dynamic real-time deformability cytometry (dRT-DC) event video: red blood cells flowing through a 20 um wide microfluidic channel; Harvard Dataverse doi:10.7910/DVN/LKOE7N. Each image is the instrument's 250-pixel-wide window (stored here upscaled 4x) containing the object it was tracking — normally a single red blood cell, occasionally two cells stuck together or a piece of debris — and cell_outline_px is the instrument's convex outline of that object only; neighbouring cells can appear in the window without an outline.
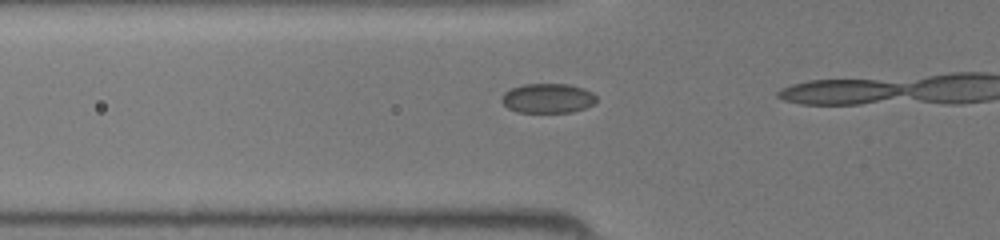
{"species": "common noctule bat (a hibernating species)", "species_latin": "Nyctalus noctula", "temperature_condition": "room temperature", "stored_images_in_passage": 12, "camera_frame_rate_fps": 3000, "um_per_image_px": 0.085, "animal": {"sex": "female", "body_mass_g": 19.5, "forearm_length_mm": 54.1}, "frame": {"image": 1, "passage_image": 10, "time_ms": 3.0, "image_size_px": [1000, 240], "cell_outline_px": [[596, 100], [592, 104], [584, 108], [572, 112], [516, 112], [508, 108], [500, 100], [500, 96], [504, 92], [512, 88], [524, 84], [568, 84], [584, 88], [592, 92], [596, 96]], "centroid_in_image_um": [46.53, 8.35], "position_along_channel_um": 79.3, "area_um2": 16.36}}